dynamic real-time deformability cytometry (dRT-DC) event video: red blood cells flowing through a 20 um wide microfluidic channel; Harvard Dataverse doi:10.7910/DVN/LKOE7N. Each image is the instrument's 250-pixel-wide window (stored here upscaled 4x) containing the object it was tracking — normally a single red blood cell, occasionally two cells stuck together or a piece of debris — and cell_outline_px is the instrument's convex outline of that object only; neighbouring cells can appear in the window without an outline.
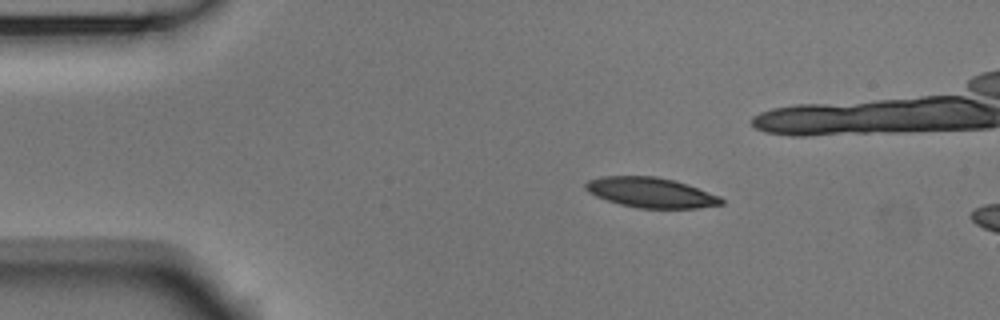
{"species": "Egyptian fruit bat (a non-hibernating species)", "species_latin": "Rousettus aegyptiacus", "temperature_condition": "room temperature", "stored_images_in_passage": 46, "camera_frame_rate_fps": 3000, "um_per_image_px": 0.085, "animal": {"sex": "male"}, "frame": {"image": 1, "passage_image": 1, "time_ms": 0.0, "image_size_px": [1000, 320], "cell_outline_px": [[724, 204], [696, 208], [640, 208], [620, 204], [596, 196], [588, 192], [584, 188], [584, 184], [588, 180], [600, 176], [656, 176], [676, 180], [688, 184], [720, 196], [724, 200]], "centroid_in_image_um": [55.33, 16.35], "position_along_channel_um": 29.7, "area_um2": 23.93}}
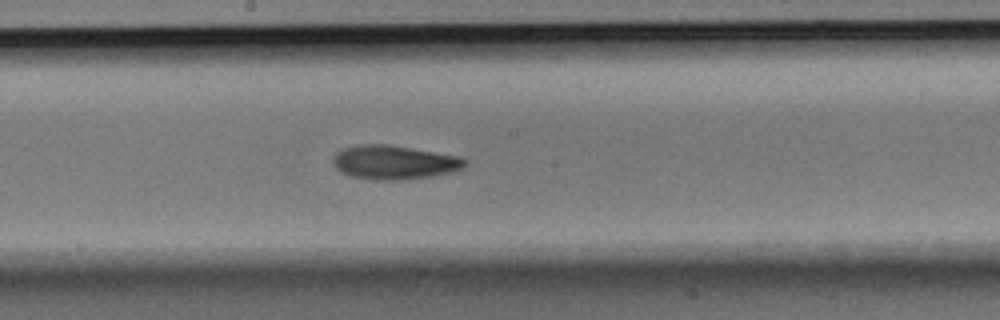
{"frame": {"image": 2, "passage_image": 20, "time_ms": 6.333, "image_size_px": [1000, 320], "cell_outline_px": [[468, 164], [460, 168], [448, 172], [432, 176], [404, 180], [376, 180], [352, 176], [340, 172], [332, 164], [332, 160], [336, 152], [344, 148], [360, 144], [388, 144], [460, 156], [468, 160]], "centroid_in_image_um": [33.49, 13.79], "position_along_channel_um": 214.7, "area_um2": 26.18}}
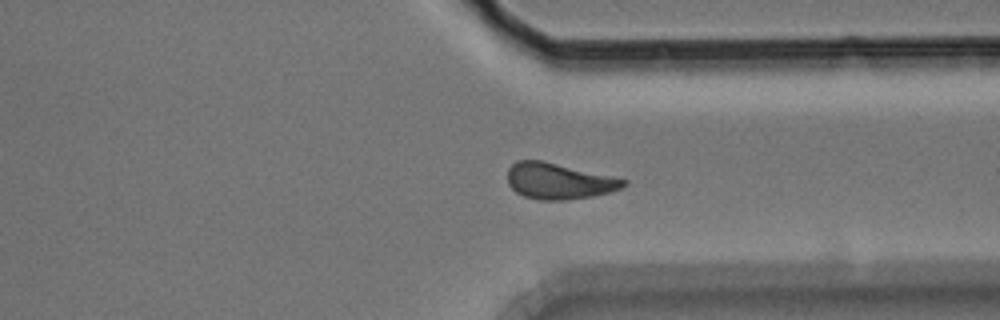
{"frame": {"image": 3, "passage_image": 32, "time_ms": 10.333, "image_size_px": [1000, 320], "cell_outline_px": [[628, 184], [620, 188], [608, 192], [592, 196], [564, 200], [540, 200], [524, 196], [516, 192], [508, 184], [508, 168], [516, 160], [544, 160], [628, 180]], "centroid_in_image_um": [47.47, 15.38], "position_along_channel_um": 363.9, "area_um2": 24.33}, "authors_computed_cell_mechanics": {"area_um2": 24.5939, "velocity_mm_per_s": 3.7299, "shape_relaxation_time_tau1_ms": null, "shape_relaxation_time_tau2_ms": 8.1164, "deformation_change_tau1": null, "deformation_change_tau2": 0.1704}}